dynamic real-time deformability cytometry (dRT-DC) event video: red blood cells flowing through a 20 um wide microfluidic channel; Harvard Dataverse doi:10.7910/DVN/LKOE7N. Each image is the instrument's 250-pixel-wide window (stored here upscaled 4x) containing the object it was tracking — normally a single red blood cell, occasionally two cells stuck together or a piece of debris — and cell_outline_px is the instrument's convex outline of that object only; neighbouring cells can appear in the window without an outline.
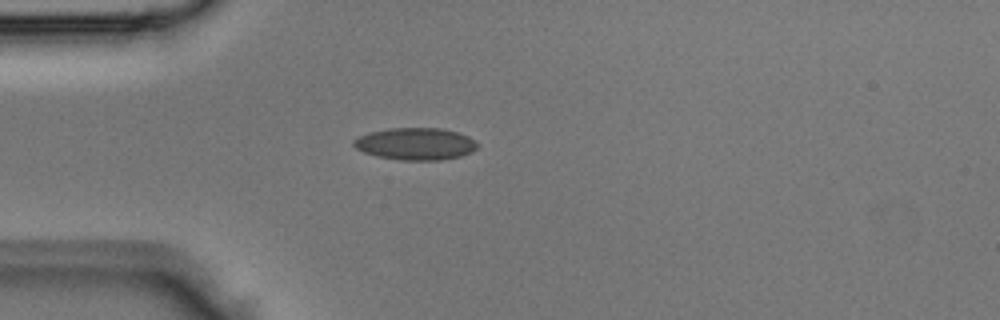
{"species": "Egyptian fruit bat (a non-hibernating species)", "species_latin": "Rousettus aegyptiacus", "temperature_condition": "room temperature", "stored_images_in_passage": 2, "camera_frame_rate_fps": 3000, "um_per_image_px": 0.085, "animal": {"sex": "male"}, "frame": {"image": 1, "passage_image": 2, "time_ms": 0.333, "image_size_px": [1000, 320], "cell_outline_px": [[480, 144], [472, 152], [460, 156], [440, 160], [400, 160], [376, 156], [364, 152], [356, 148], [352, 144], [352, 140], [360, 136], [372, 132], [388, 128], [440, 128], [456, 132], [468, 136]], "centroid_in_image_um": [35.33, 12.23], "position_along_channel_um": 49.7, "area_um2": 23.12}}